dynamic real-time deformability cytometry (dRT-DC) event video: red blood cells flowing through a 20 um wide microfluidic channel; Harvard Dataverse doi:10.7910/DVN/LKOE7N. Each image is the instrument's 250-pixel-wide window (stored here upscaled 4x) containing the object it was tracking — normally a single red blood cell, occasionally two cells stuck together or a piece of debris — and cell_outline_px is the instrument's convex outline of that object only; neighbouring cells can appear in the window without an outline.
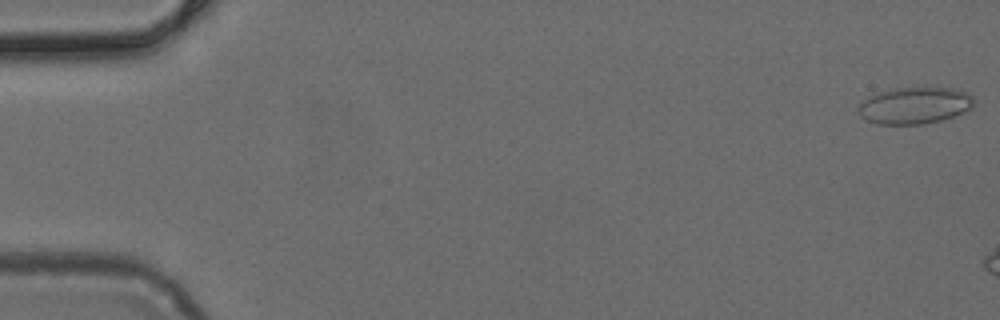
{"species": "common noctule bat (a hibernating species)", "species_latin": "Nyctalus noctula", "temperature_condition": "cold", "stored_images_in_passage": 3, "camera_frame_rate_fps": 3000, "um_per_image_px": 0.085, "animal": {"sex": "female", "body_mass_g": 24.6, "forearm_length_mm": 56.2}, "frame": {"image": 1, "passage_image": 1, "time_ms": 0.0, "image_size_px": [1000, 320], "cell_outline_px": [[972, 108], [952, 116], [940, 120], [924, 124], [876, 124], [860, 116], [856, 108], [868, 96], [880, 92], [896, 88], [960, 88], [968, 92], [972, 96]], "centroid_in_image_um": [77.73, 8.96], "position_along_channel_um": 7.3, "area_um2": 24.62}}